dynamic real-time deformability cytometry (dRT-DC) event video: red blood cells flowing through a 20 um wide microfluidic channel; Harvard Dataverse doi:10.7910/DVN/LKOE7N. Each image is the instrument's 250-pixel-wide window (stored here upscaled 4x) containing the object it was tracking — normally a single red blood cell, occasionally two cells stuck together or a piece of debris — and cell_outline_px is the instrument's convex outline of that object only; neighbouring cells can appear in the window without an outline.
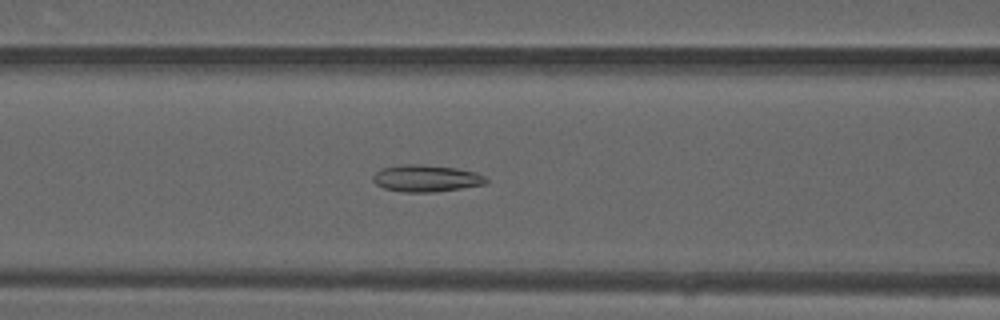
{"species": "common noctule bat (a hibernating species)", "species_latin": "Nyctalus noctula", "temperature_condition": "warm", "stored_images_in_passage": 50, "camera_frame_rate_fps": 3000, "um_per_image_px": 0.085, "animal": {"sex": "male", "forearm_length_mm": 52.5}, "frame": {"image": 1, "passage_image": 21, "time_ms": 6.667, "image_size_px": [1000, 320], "cell_outline_px": [[488, 180], [484, 184], [436, 192], [400, 192], [384, 188], [376, 184], [372, 180], [372, 176], [380, 168], [400, 164], [420, 164], [456, 168], [476, 172], [484, 176]], "centroid_in_image_um": [36.17, 15.15], "position_along_channel_um": 130.4, "area_um2": 17.8}}
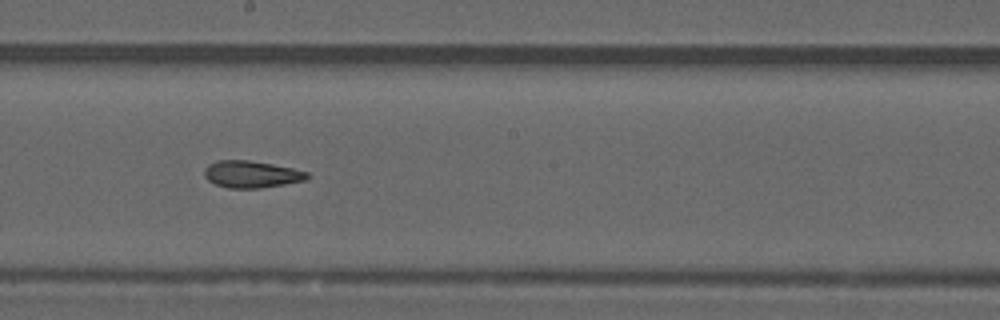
{"frame": {"image": 2, "passage_image": 28, "time_ms": 9.0, "image_size_px": [1000, 320], "cell_outline_px": [[308, 176], [304, 180], [284, 184], [260, 188], [228, 188], [216, 184], [208, 180], [204, 176], [204, 168], [208, 164], [216, 160], [248, 160], [272, 164], [292, 168], [308, 172]], "centroid_in_image_um": [21.32, 14.8], "position_along_channel_um": 226.9, "area_um2": 16.07}}
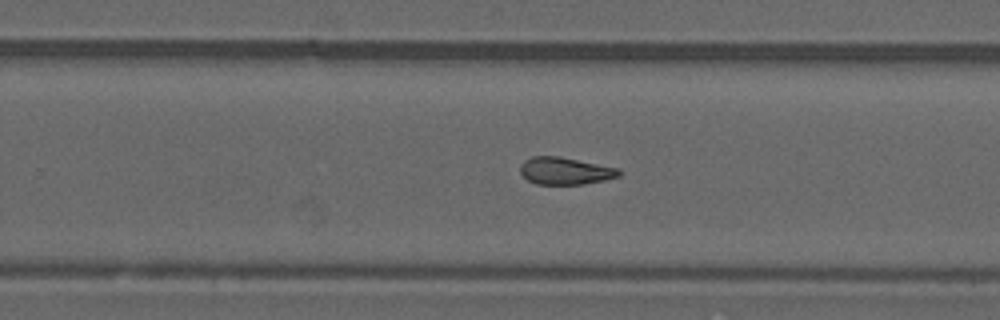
{"frame": {"image": 3, "passage_image": 32, "time_ms": 10.333, "image_size_px": [1000, 320], "cell_outline_px": [[620, 176], [604, 180], [584, 184], [536, 184], [528, 180], [520, 172], [520, 164], [524, 160], [532, 156], [560, 156], [620, 168]], "centroid_in_image_um": [48.04, 14.52], "position_along_channel_um": 281.8, "area_um2": 15.78}, "authors_computed_cell_mechanics": {"area_um2": 16.762, "velocity_mm_per_s": 4.141, "shape_relaxation_time_tau1_ms": null, "shape_relaxation_time_tau2_ms": 2.8643, "deformation_change_tau1": null, "deformation_change_tau2": 0.0922}}